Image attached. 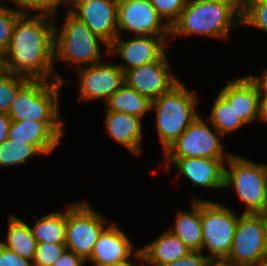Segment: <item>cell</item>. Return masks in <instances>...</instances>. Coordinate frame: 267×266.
Instances as JSON below:
<instances>
[{
  "instance_id": "cell-24",
  "label": "cell",
  "mask_w": 267,
  "mask_h": 266,
  "mask_svg": "<svg viewBox=\"0 0 267 266\" xmlns=\"http://www.w3.org/2000/svg\"><path fill=\"white\" fill-rule=\"evenodd\" d=\"M107 110L126 113L140 118L151 110V101L125 83L107 100Z\"/></svg>"
},
{
  "instance_id": "cell-38",
  "label": "cell",
  "mask_w": 267,
  "mask_h": 266,
  "mask_svg": "<svg viewBox=\"0 0 267 266\" xmlns=\"http://www.w3.org/2000/svg\"><path fill=\"white\" fill-rule=\"evenodd\" d=\"M263 76H250V78L256 83L260 97H267V68L264 70Z\"/></svg>"
},
{
  "instance_id": "cell-35",
  "label": "cell",
  "mask_w": 267,
  "mask_h": 266,
  "mask_svg": "<svg viewBox=\"0 0 267 266\" xmlns=\"http://www.w3.org/2000/svg\"><path fill=\"white\" fill-rule=\"evenodd\" d=\"M0 266H33V262L0 244Z\"/></svg>"
},
{
  "instance_id": "cell-18",
  "label": "cell",
  "mask_w": 267,
  "mask_h": 266,
  "mask_svg": "<svg viewBox=\"0 0 267 266\" xmlns=\"http://www.w3.org/2000/svg\"><path fill=\"white\" fill-rule=\"evenodd\" d=\"M62 135V121L11 120L7 139L34 144L47 154L57 146Z\"/></svg>"
},
{
  "instance_id": "cell-14",
  "label": "cell",
  "mask_w": 267,
  "mask_h": 266,
  "mask_svg": "<svg viewBox=\"0 0 267 266\" xmlns=\"http://www.w3.org/2000/svg\"><path fill=\"white\" fill-rule=\"evenodd\" d=\"M79 101L104 98L105 101L124 83V71L118 64L96 63L78 69Z\"/></svg>"
},
{
  "instance_id": "cell-19",
  "label": "cell",
  "mask_w": 267,
  "mask_h": 266,
  "mask_svg": "<svg viewBox=\"0 0 267 266\" xmlns=\"http://www.w3.org/2000/svg\"><path fill=\"white\" fill-rule=\"evenodd\" d=\"M219 93L246 125L258 119L260 92L250 76L229 82Z\"/></svg>"
},
{
  "instance_id": "cell-4",
  "label": "cell",
  "mask_w": 267,
  "mask_h": 266,
  "mask_svg": "<svg viewBox=\"0 0 267 266\" xmlns=\"http://www.w3.org/2000/svg\"><path fill=\"white\" fill-rule=\"evenodd\" d=\"M99 43H103L109 55V46L106 42L68 10L60 31L54 27V63L55 60L67 61L70 65H79L80 68L99 63L101 61Z\"/></svg>"
},
{
  "instance_id": "cell-42",
  "label": "cell",
  "mask_w": 267,
  "mask_h": 266,
  "mask_svg": "<svg viewBox=\"0 0 267 266\" xmlns=\"http://www.w3.org/2000/svg\"><path fill=\"white\" fill-rule=\"evenodd\" d=\"M263 219L265 220V222L267 223V192H266V197H265V204L263 209L260 211L259 213Z\"/></svg>"
},
{
  "instance_id": "cell-22",
  "label": "cell",
  "mask_w": 267,
  "mask_h": 266,
  "mask_svg": "<svg viewBox=\"0 0 267 266\" xmlns=\"http://www.w3.org/2000/svg\"><path fill=\"white\" fill-rule=\"evenodd\" d=\"M191 212H178L174 228L170 231L178 236L191 251H201L203 237L201 230V199H192Z\"/></svg>"
},
{
  "instance_id": "cell-28",
  "label": "cell",
  "mask_w": 267,
  "mask_h": 266,
  "mask_svg": "<svg viewBox=\"0 0 267 266\" xmlns=\"http://www.w3.org/2000/svg\"><path fill=\"white\" fill-rule=\"evenodd\" d=\"M30 80L9 71L0 72V113L8 114L19 90Z\"/></svg>"
},
{
  "instance_id": "cell-25",
  "label": "cell",
  "mask_w": 267,
  "mask_h": 266,
  "mask_svg": "<svg viewBox=\"0 0 267 266\" xmlns=\"http://www.w3.org/2000/svg\"><path fill=\"white\" fill-rule=\"evenodd\" d=\"M37 243H65L66 212H53L39 218L31 227Z\"/></svg>"
},
{
  "instance_id": "cell-15",
  "label": "cell",
  "mask_w": 267,
  "mask_h": 266,
  "mask_svg": "<svg viewBox=\"0 0 267 266\" xmlns=\"http://www.w3.org/2000/svg\"><path fill=\"white\" fill-rule=\"evenodd\" d=\"M119 36L109 45V54L115 52L126 61V64H118L124 72L157 61L166 53V36L135 35L134 39L128 41L121 40Z\"/></svg>"
},
{
  "instance_id": "cell-20",
  "label": "cell",
  "mask_w": 267,
  "mask_h": 266,
  "mask_svg": "<svg viewBox=\"0 0 267 266\" xmlns=\"http://www.w3.org/2000/svg\"><path fill=\"white\" fill-rule=\"evenodd\" d=\"M141 119L138 116L115 111H106L105 117V128L110 137L137 156L142 151Z\"/></svg>"
},
{
  "instance_id": "cell-7",
  "label": "cell",
  "mask_w": 267,
  "mask_h": 266,
  "mask_svg": "<svg viewBox=\"0 0 267 266\" xmlns=\"http://www.w3.org/2000/svg\"><path fill=\"white\" fill-rule=\"evenodd\" d=\"M238 218L225 205L201 200V251L207 248L210 260L227 259L230 255Z\"/></svg>"
},
{
  "instance_id": "cell-11",
  "label": "cell",
  "mask_w": 267,
  "mask_h": 266,
  "mask_svg": "<svg viewBox=\"0 0 267 266\" xmlns=\"http://www.w3.org/2000/svg\"><path fill=\"white\" fill-rule=\"evenodd\" d=\"M150 0H118L117 26L138 36H169L170 26L162 22Z\"/></svg>"
},
{
  "instance_id": "cell-26",
  "label": "cell",
  "mask_w": 267,
  "mask_h": 266,
  "mask_svg": "<svg viewBox=\"0 0 267 266\" xmlns=\"http://www.w3.org/2000/svg\"><path fill=\"white\" fill-rule=\"evenodd\" d=\"M211 109L208 120L212 124V129L215 128L221 135L234 132L236 129L246 125L242 119L237 116L233 106H231L220 93Z\"/></svg>"
},
{
  "instance_id": "cell-17",
  "label": "cell",
  "mask_w": 267,
  "mask_h": 266,
  "mask_svg": "<svg viewBox=\"0 0 267 266\" xmlns=\"http://www.w3.org/2000/svg\"><path fill=\"white\" fill-rule=\"evenodd\" d=\"M133 245L114 223L105 227L100 233L89 260L93 265H119L129 264L130 256L140 258V250L133 251Z\"/></svg>"
},
{
  "instance_id": "cell-5",
  "label": "cell",
  "mask_w": 267,
  "mask_h": 266,
  "mask_svg": "<svg viewBox=\"0 0 267 266\" xmlns=\"http://www.w3.org/2000/svg\"><path fill=\"white\" fill-rule=\"evenodd\" d=\"M65 82L30 79L18 92L8 113L13 121H62L59 88Z\"/></svg>"
},
{
  "instance_id": "cell-31",
  "label": "cell",
  "mask_w": 267,
  "mask_h": 266,
  "mask_svg": "<svg viewBox=\"0 0 267 266\" xmlns=\"http://www.w3.org/2000/svg\"><path fill=\"white\" fill-rule=\"evenodd\" d=\"M21 10L22 14L28 15L30 11H38L36 15L54 17L58 5L67 3L70 5L71 0H12ZM23 8V9H22ZM27 9V10H26ZM28 12V13H27Z\"/></svg>"
},
{
  "instance_id": "cell-43",
  "label": "cell",
  "mask_w": 267,
  "mask_h": 266,
  "mask_svg": "<svg viewBox=\"0 0 267 266\" xmlns=\"http://www.w3.org/2000/svg\"><path fill=\"white\" fill-rule=\"evenodd\" d=\"M92 266H136L133 263L129 264H119V265H109V264H102V265H92Z\"/></svg>"
},
{
  "instance_id": "cell-40",
  "label": "cell",
  "mask_w": 267,
  "mask_h": 266,
  "mask_svg": "<svg viewBox=\"0 0 267 266\" xmlns=\"http://www.w3.org/2000/svg\"><path fill=\"white\" fill-rule=\"evenodd\" d=\"M207 266H239L228 262L226 259L210 260Z\"/></svg>"
},
{
  "instance_id": "cell-3",
  "label": "cell",
  "mask_w": 267,
  "mask_h": 266,
  "mask_svg": "<svg viewBox=\"0 0 267 266\" xmlns=\"http://www.w3.org/2000/svg\"><path fill=\"white\" fill-rule=\"evenodd\" d=\"M198 99L179 81L168 92L151 102L156 111V128L164 152L199 116Z\"/></svg>"
},
{
  "instance_id": "cell-34",
  "label": "cell",
  "mask_w": 267,
  "mask_h": 266,
  "mask_svg": "<svg viewBox=\"0 0 267 266\" xmlns=\"http://www.w3.org/2000/svg\"><path fill=\"white\" fill-rule=\"evenodd\" d=\"M210 258L202 254V251H191L188 255L181 257L165 266H207Z\"/></svg>"
},
{
  "instance_id": "cell-27",
  "label": "cell",
  "mask_w": 267,
  "mask_h": 266,
  "mask_svg": "<svg viewBox=\"0 0 267 266\" xmlns=\"http://www.w3.org/2000/svg\"><path fill=\"white\" fill-rule=\"evenodd\" d=\"M38 154L43 153L34 144L7 139L0 145V166L24 164Z\"/></svg>"
},
{
  "instance_id": "cell-30",
  "label": "cell",
  "mask_w": 267,
  "mask_h": 266,
  "mask_svg": "<svg viewBox=\"0 0 267 266\" xmlns=\"http://www.w3.org/2000/svg\"><path fill=\"white\" fill-rule=\"evenodd\" d=\"M22 15L19 10L0 6V54L3 56L9 45L17 19Z\"/></svg>"
},
{
  "instance_id": "cell-6",
  "label": "cell",
  "mask_w": 267,
  "mask_h": 266,
  "mask_svg": "<svg viewBox=\"0 0 267 266\" xmlns=\"http://www.w3.org/2000/svg\"><path fill=\"white\" fill-rule=\"evenodd\" d=\"M225 168L224 188L232 187L246 209L243 213L259 214L267 192V165L231 155Z\"/></svg>"
},
{
  "instance_id": "cell-36",
  "label": "cell",
  "mask_w": 267,
  "mask_h": 266,
  "mask_svg": "<svg viewBox=\"0 0 267 266\" xmlns=\"http://www.w3.org/2000/svg\"><path fill=\"white\" fill-rule=\"evenodd\" d=\"M85 261L71 250L64 253L52 264V266H84Z\"/></svg>"
},
{
  "instance_id": "cell-39",
  "label": "cell",
  "mask_w": 267,
  "mask_h": 266,
  "mask_svg": "<svg viewBox=\"0 0 267 266\" xmlns=\"http://www.w3.org/2000/svg\"><path fill=\"white\" fill-rule=\"evenodd\" d=\"M265 122H267V97H260L259 99V117Z\"/></svg>"
},
{
  "instance_id": "cell-21",
  "label": "cell",
  "mask_w": 267,
  "mask_h": 266,
  "mask_svg": "<svg viewBox=\"0 0 267 266\" xmlns=\"http://www.w3.org/2000/svg\"><path fill=\"white\" fill-rule=\"evenodd\" d=\"M139 250L140 261L150 266H165L191 252V249L170 230Z\"/></svg>"
},
{
  "instance_id": "cell-10",
  "label": "cell",
  "mask_w": 267,
  "mask_h": 266,
  "mask_svg": "<svg viewBox=\"0 0 267 266\" xmlns=\"http://www.w3.org/2000/svg\"><path fill=\"white\" fill-rule=\"evenodd\" d=\"M214 130V131H213ZM198 116L165 151V158H230L221 144V134Z\"/></svg>"
},
{
  "instance_id": "cell-9",
  "label": "cell",
  "mask_w": 267,
  "mask_h": 266,
  "mask_svg": "<svg viewBox=\"0 0 267 266\" xmlns=\"http://www.w3.org/2000/svg\"><path fill=\"white\" fill-rule=\"evenodd\" d=\"M267 256V223L260 214L243 213L233 237L227 261L247 266Z\"/></svg>"
},
{
  "instance_id": "cell-41",
  "label": "cell",
  "mask_w": 267,
  "mask_h": 266,
  "mask_svg": "<svg viewBox=\"0 0 267 266\" xmlns=\"http://www.w3.org/2000/svg\"><path fill=\"white\" fill-rule=\"evenodd\" d=\"M247 266H267V256Z\"/></svg>"
},
{
  "instance_id": "cell-2",
  "label": "cell",
  "mask_w": 267,
  "mask_h": 266,
  "mask_svg": "<svg viewBox=\"0 0 267 266\" xmlns=\"http://www.w3.org/2000/svg\"><path fill=\"white\" fill-rule=\"evenodd\" d=\"M242 0H188L170 35L229 37L232 25H241Z\"/></svg>"
},
{
  "instance_id": "cell-33",
  "label": "cell",
  "mask_w": 267,
  "mask_h": 266,
  "mask_svg": "<svg viewBox=\"0 0 267 266\" xmlns=\"http://www.w3.org/2000/svg\"><path fill=\"white\" fill-rule=\"evenodd\" d=\"M156 12L171 25L178 19L188 0H150Z\"/></svg>"
},
{
  "instance_id": "cell-44",
  "label": "cell",
  "mask_w": 267,
  "mask_h": 266,
  "mask_svg": "<svg viewBox=\"0 0 267 266\" xmlns=\"http://www.w3.org/2000/svg\"><path fill=\"white\" fill-rule=\"evenodd\" d=\"M4 69L3 66V56L0 54V72Z\"/></svg>"
},
{
  "instance_id": "cell-12",
  "label": "cell",
  "mask_w": 267,
  "mask_h": 266,
  "mask_svg": "<svg viewBox=\"0 0 267 266\" xmlns=\"http://www.w3.org/2000/svg\"><path fill=\"white\" fill-rule=\"evenodd\" d=\"M69 11L109 46L120 35L117 26L118 0H71Z\"/></svg>"
},
{
  "instance_id": "cell-13",
  "label": "cell",
  "mask_w": 267,
  "mask_h": 266,
  "mask_svg": "<svg viewBox=\"0 0 267 266\" xmlns=\"http://www.w3.org/2000/svg\"><path fill=\"white\" fill-rule=\"evenodd\" d=\"M125 84L151 102L168 92L179 80L169 72L166 53L157 61L124 72Z\"/></svg>"
},
{
  "instance_id": "cell-32",
  "label": "cell",
  "mask_w": 267,
  "mask_h": 266,
  "mask_svg": "<svg viewBox=\"0 0 267 266\" xmlns=\"http://www.w3.org/2000/svg\"><path fill=\"white\" fill-rule=\"evenodd\" d=\"M66 249L65 243H37L33 266H52Z\"/></svg>"
},
{
  "instance_id": "cell-29",
  "label": "cell",
  "mask_w": 267,
  "mask_h": 266,
  "mask_svg": "<svg viewBox=\"0 0 267 266\" xmlns=\"http://www.w3.org/2000/svg\"><path fill=\"white\" fill-rule=\"evenodd\" d=\"M241 24L267 33V0H242Z\"/></svg>"
},
{
  "instance_id": "cell-16",
  "label": "cell",
  "mask_w": 267,
  "mask_h": 266,
  "mask_svg": "<svg viewBox=\"0 0 267 266\" xmlns=\"http://www.w3.org/2000/svg\"><path fill=\"white\" fill-rule=\"evenodd\" d=\"M229 158H166L169 164L176 167L182 175L191 180L192 186L215 189L224 188L225 165ZM225 162V163H224Z\"/></svg>"
},
{
  "instance_id": "cell-1",
  "label": "cell",
  "mask_w": 267,
  "mask_h": 266,
  "mask_svg": "<svg viewBox=\"0 0 267 266\" xmlns=\"http://www.w3.org/2000/svg\"><path fill=\"white\" fill-rule=\"evenodd\" d=\"M27 16L22 14L16 21L10 45L3 55L4 70L30 79L66 83L60 75L49 79L54 66V18Z\"/></svg>"
},
{
  "instance_id": "cell-23",
  "label": "cell",
  "mask_w": 267,
  "mask_h": 266,
  "mask_svg": "<svg viewBox=\"0 0 267 266\" xmlns=\"http://www.w3.org/2000/svg\"><path fill=\"white\" fill-rule=\"evenodd\" d=\"M8 223L6 241H0V244L20 257L33 261L37 242L31 227L13 215L10 216Z\"/></svg>"
},
{
  "instance_id": "cell-8",
  "label": "cell",
  "mask_w": 267,
  "mask_h": 266,
  "mask_svg": "<svg viewBox=\"0 0 267 266\" xmlns=\"http://www.w3.org/2000/svg\"><path fill=\"white\" fill-rule=\"evenodd\" d=\"M68 207L65 245L68 250L88 261L100 233L106 227L105 219L86 202Z\"/></svg>"
},
{
  "instance_id": "cell-37",
  "label": "cell",
  "mask_w": 267,
  "mask_h": 266,
  "mask_svg": "<svg viewBox=\"0 0 267 266\" xmlns=\"http://www.w3.org/2000/svg\"><path fill=\"white\" fill-rule=\"evenodd\" d=\"M11 118L8 114L0 113V145L7 140Z\"/></svg>"
}]
</instances>
